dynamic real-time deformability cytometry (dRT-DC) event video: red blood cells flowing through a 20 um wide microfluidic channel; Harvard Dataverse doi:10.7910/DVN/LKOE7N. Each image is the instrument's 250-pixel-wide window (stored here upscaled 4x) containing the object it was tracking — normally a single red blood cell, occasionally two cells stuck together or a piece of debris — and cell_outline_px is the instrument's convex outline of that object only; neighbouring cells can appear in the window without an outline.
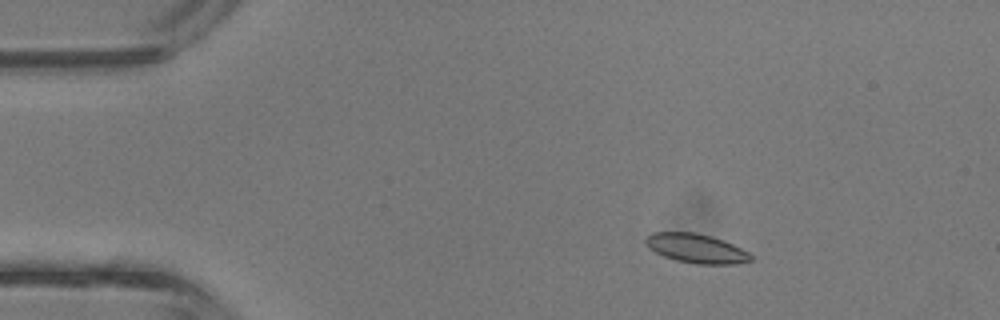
{"species": "common noctule bat (a hibernating species)", "species_latin": "Nyctalus noctula", "temperature_condition": "room temperature", "stored_images_in_passage": 4, "camera_frame_rate_fps": 3000, "um_per_image_px": 0.085, "animal": {"sex": "male", "body_mass_g": 13.3}, "frame": {"image": 1, "passage_image": 2, "time_ms": 0.333, "image_size_px": [1000, 320], "cell_outline_px": [[752, 260], [736, 264], [696, 264], [676, 260], [664, 256], [648, 248], [644, 240], [652, 232], [696, 232], [712, 236], [724, 240], [748, 252], [752, 256]], "centroid_in_image_um": [59.17, 21.11], "position_along_channel_um": 25.8, "area_um2": 17.92}}